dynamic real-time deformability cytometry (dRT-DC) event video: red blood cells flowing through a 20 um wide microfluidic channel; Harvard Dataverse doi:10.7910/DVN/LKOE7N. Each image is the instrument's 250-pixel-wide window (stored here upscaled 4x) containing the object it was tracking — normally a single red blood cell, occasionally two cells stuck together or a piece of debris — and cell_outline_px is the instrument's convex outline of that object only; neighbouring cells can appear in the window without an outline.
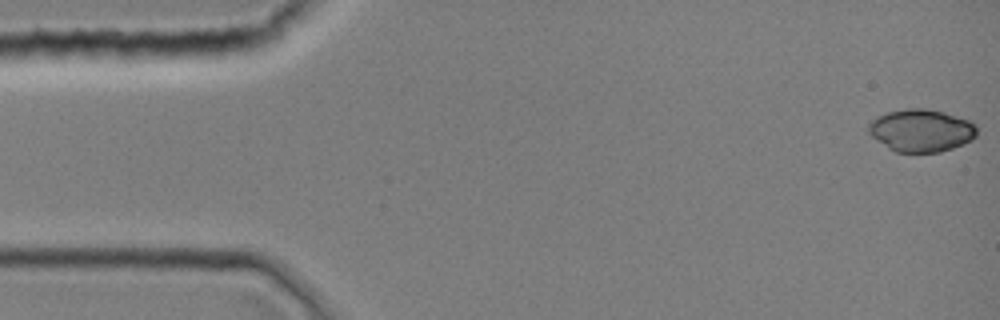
{"species": "common noctule bat (a hibernating species)", "species_latin": "Nyctalus noctula", "temperature_condition": "room temperature", "stored_images_in_passage": 38, "camera_frame_rate_fps": 3000, "um_per_image_px": 0.085, "animal": {"sex": "female", "body_mass_g": 19.0, "forearm_length_mm": 51.5}, "frame": {"image": 1, "passage_image": 1, "time_ms": 0.0, "image_size_px": [1000, 320], "cell_outline_px": [[976, 136], [972, 140], [964, 144], [940, 152], [896, 152], [888, 148], [876, 140], [868, 132], [868, 124], [876, 116], [888, 112], [908, 108], [924, 108], [944, 112], [972, 120], [976, 124]], "centroid_in_image_um": [78.32, 11.08], "position_along_channel_um": 6.7, "area_um2": 27.11}}
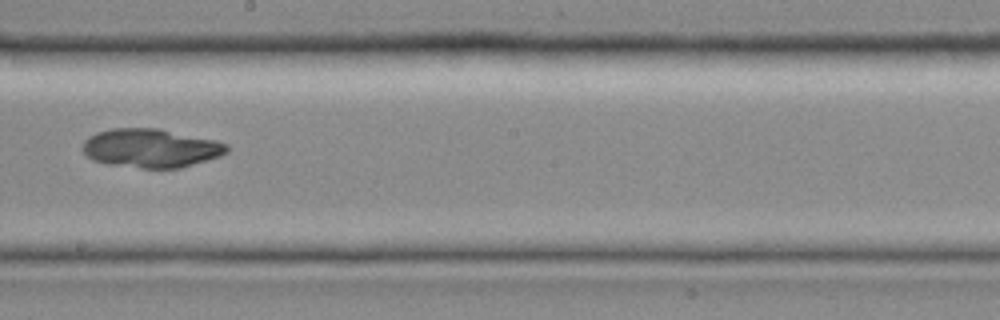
{"frame": {"image": 2, "passage_image": 22, "time_ms": 7.0, "image_size_px": [1000, 320], "cell_outline_px": [[228, 152], [220, 156], [180, 168], [140, 168], [108, 164], [92, 160], [80, 148], [84, 140], [88, 136], [96, 132], [112, 128], [160, 128], [216, 140], [228, 144]], "centroid_in_image_um": [12.8, 12.58], "position_along_channel_um": 235.4, "area_um2": 32.89}}
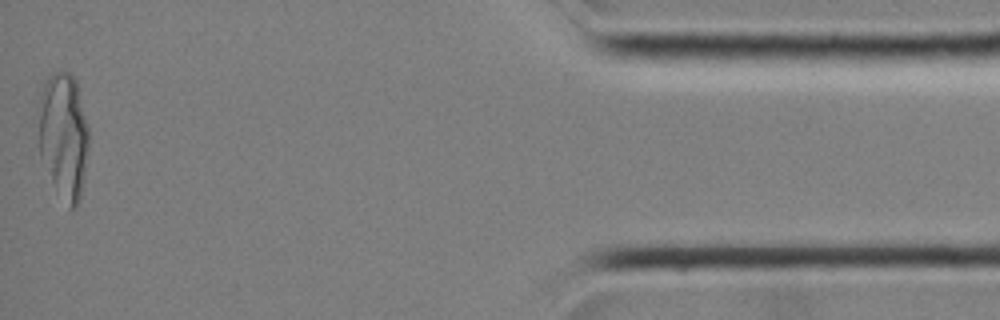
{"frame": {"image": 3, "passage_image": 38, "time_ms": 12.333, "image_size_px": [1000, 320], "cell_outline_px": [[88, 152], [84, 180], [80, 196], [76, 208], [68, 208], [52, 180], [40, 156], [36, 108], [40, 92], [44, 80], [52, 72], [68, 72], [76, 80], [88, 124]], "centroid_in_image_um": [5.38, 11.46], "position_along_channel_um": 429.8, "area_um2": 37.57}}